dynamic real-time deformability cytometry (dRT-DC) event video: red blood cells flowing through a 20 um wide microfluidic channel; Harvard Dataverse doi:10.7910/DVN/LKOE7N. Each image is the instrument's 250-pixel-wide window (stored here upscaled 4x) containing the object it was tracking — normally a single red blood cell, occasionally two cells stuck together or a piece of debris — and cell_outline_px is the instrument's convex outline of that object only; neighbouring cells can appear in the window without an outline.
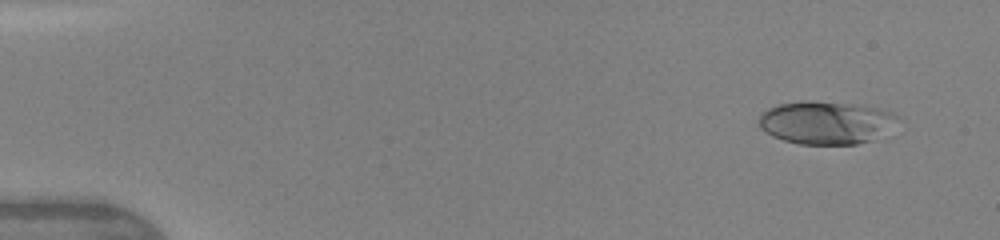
{"species": "human", "species_latin": "Homo sapiens", "temperature_condition": "warm", "stored_images_in_passage": 9, "camera_frame_rate_fps": 3000, "um_per_image_px": 0.085, "donor": {"sex": "female"}, "frame": {"image": 1, "passage_image": 2, "time_ms": 0.667, "image_size_px": [1000, 240], "cell_outline_px": [[900, 116], [872, 140], [856, 144], [800, 144], [784, 140], [772, 136], [760, 128], [760, 116], [768, 108], [780, 104], [804, 100], [812, 100], [852, 104], [876, 108], [892, 112]], "centroid_in_image_um": [70.14, 10.41], "position_along_channel_um": 14.9, "area_um2": 34.1}}
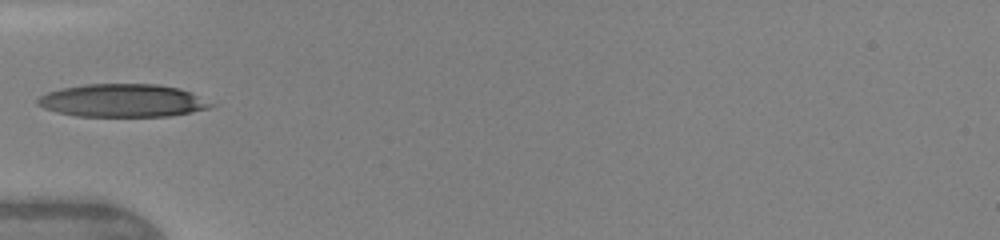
{"frame": {"image": 2, "passage_image": 6, "time_ms": 5.0, "image_size_px": [1000, 240], "cell_outline_px": [[216, 104], [208, 108], [168, 116], [76, 116], [56, 112], [44, 108], [36, 104], [36, 100], [40, 96], [48, 92], [64, 88], [84, 84], [156, 84], [180, 88]], "centroid_in_image_um": [10.39, 8.55], "position_along_channel_um": 74.6, "area_um2": 33.06}}